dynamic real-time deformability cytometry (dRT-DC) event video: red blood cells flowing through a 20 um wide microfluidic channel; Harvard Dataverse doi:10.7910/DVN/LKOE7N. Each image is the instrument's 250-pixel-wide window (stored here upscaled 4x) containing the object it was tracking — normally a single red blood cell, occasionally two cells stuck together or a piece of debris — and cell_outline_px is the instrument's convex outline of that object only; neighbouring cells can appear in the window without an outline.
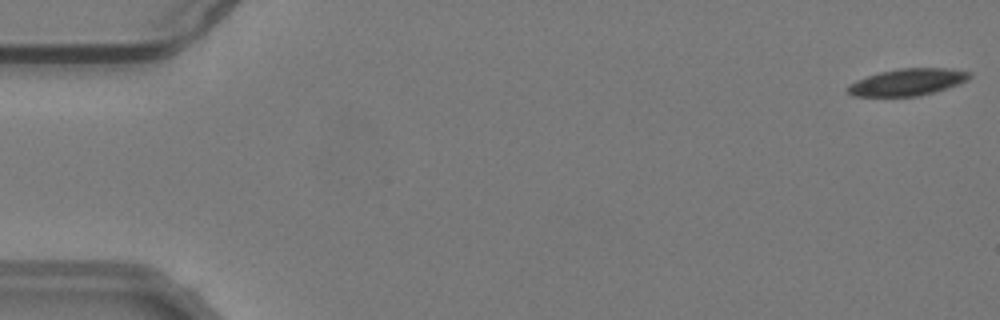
{"species": "common noctule bat (a hibernating species)", "species_latin": "Nyctalus noctula", "temperature_condition": "warm", "stored_images_in_passage": 56, "camera_frame_rate_fps": 3000, "um_per_image_px": 0.085, "animal": {"sex": "male", "body_mass_g": 19.2, "forearm_length_mm": 51.8}, "frame": {"image": 1, "passage_image": 1, "time_ms": 0.0, "image_size_px": [1000, 320], "cell_outline_px": [[972, 76], [956, 84], [932, 92], [916, 96], [852, 96], [848, 92], [848, 88], [852, 84], [868, 76], [884, 72], [904, 68], [944, 68], [968, 72]], "centroid_in_image_um": [77.13, 6.98], "position_along_channel_um": 7.9, "area_um2": 18.15}}
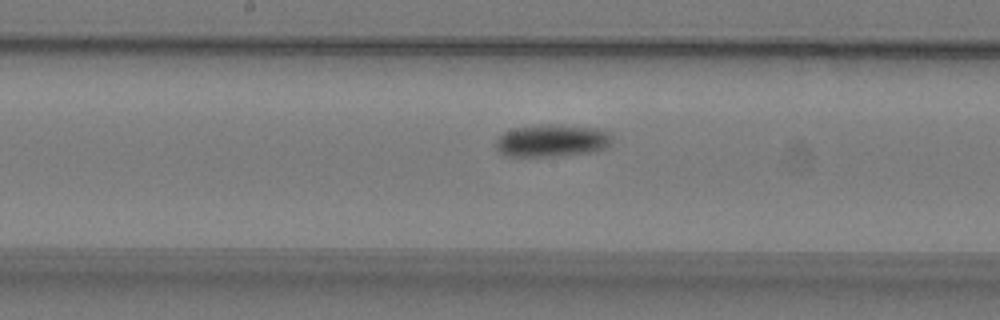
{"frame": {"image": 2, "passage_image": 29, "time_ms": 9.333, "image_size_px": [1000, 320], "cell_outline_px": [[612, 136], [608, 144], [604, 148], [592, 152], [556, 156], [504, 156], [496, 148], [496, 140], [504, 132], [516, 128], [548, 124], [552, 124], [596, 128], [608, 132]], "centroid_in_image_um": [46.89, 11.96], "position_along_channel_um": 201.3, "area_um2": 21.68}}
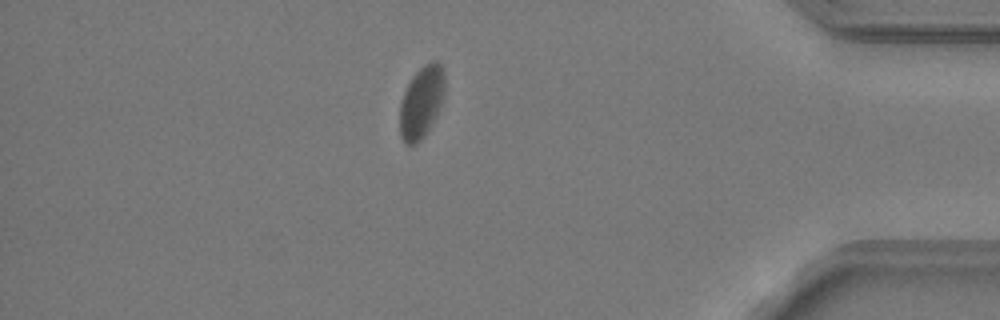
{"frame": {"image": 3, "passage_image": 48, "time_ms": 15.667, "image_size_px": [1000, 320], "cell_outline_px": [[444, 92], [436, 116], [420, 140], [416, 144], [404, 144], [400, 136], [400, 104], [404, 92], [412, 76], [424, 64], [432, 60], [436, 60], [444, 68]], "centroid_in_image_um": [35.81, 8.65], "position_along_channel_um": 399.4, "area_um2": 18.67}}